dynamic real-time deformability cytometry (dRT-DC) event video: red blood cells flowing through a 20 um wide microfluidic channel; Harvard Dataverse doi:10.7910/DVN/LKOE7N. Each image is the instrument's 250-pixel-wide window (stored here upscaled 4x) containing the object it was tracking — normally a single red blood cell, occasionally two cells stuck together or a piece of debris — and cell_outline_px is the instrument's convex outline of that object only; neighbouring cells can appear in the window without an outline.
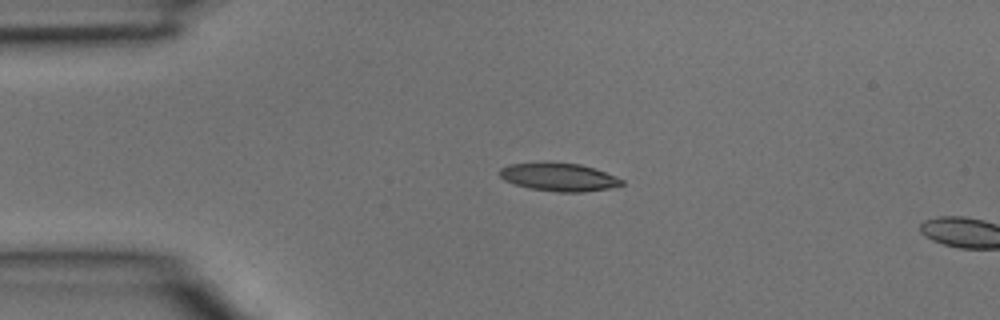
{"species": "common noctule bat (a hibernating species)", "species_latin": "Nyctalus noctula", "temperature_condition": "room temperature", "stored_images_in_passage": 2, "camera_frame_rate_fps": 3000, "um_per_image_px": 0.085, "animal": {"sex": "male", "body_mass_g": 15.6}, "frame": {"image": 1, "passage_image": 1, "time_ms": 0.0, "image_size_px": [1000, 320], "cell_outline_px": [[624, 184], [612, 188], [580, 192], [556, 192], [532, 188], [516, 184], [504, 180], [500, 176], [500, 168], [512, 164], [580, 164], [616, 176], [624, 180]], "centroid_in_image_um": [47.57, 15.08], "position_along_channel_um": 37.4, "area_um2": 19.25}}